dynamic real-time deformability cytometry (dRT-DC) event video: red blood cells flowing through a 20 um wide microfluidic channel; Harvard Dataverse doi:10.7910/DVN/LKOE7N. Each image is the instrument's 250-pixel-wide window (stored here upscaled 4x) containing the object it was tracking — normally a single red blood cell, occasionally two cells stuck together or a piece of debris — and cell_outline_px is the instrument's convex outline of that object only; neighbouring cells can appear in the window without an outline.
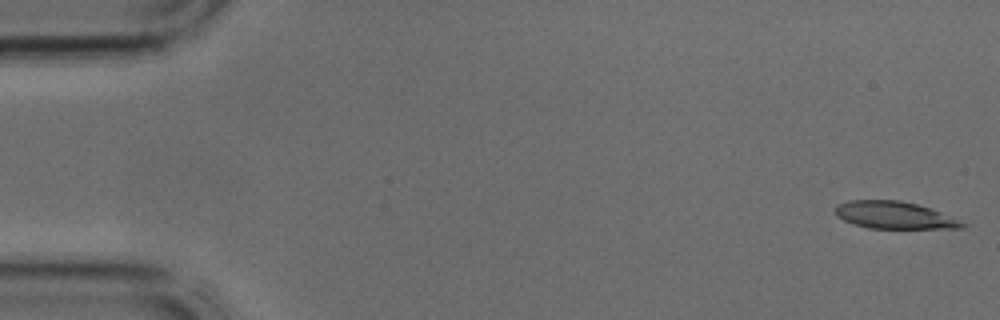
{"species": "common noctule bat (a hibernating species)", "species_latin": "Nyctalus noctula", "temperature_condition": "cold", "stored_images_in_passage": 41, "camera_frame_rate_fps": 3000, "um_per_image_px": 0.085, "animal": {"sex": "male", "body_mass_g": 17.9, "forearm_length_mm": 54.2}, "frame": {"image": 1, "passage_image": 1, "time_ms": 0.0, "image_size_px": [1000, 320], "cell_outline_px": [[968, 224], [964, 228], [868, 228], [844, 220], [836, 216], [836, 208], [840, 204], [848, 200], [900, 200], [916, 204], [940, 212]], "centroid_in_image_um": [76.02, 18.29], "position_along_channel_um": 9.0, "area_um2": 19.83}}
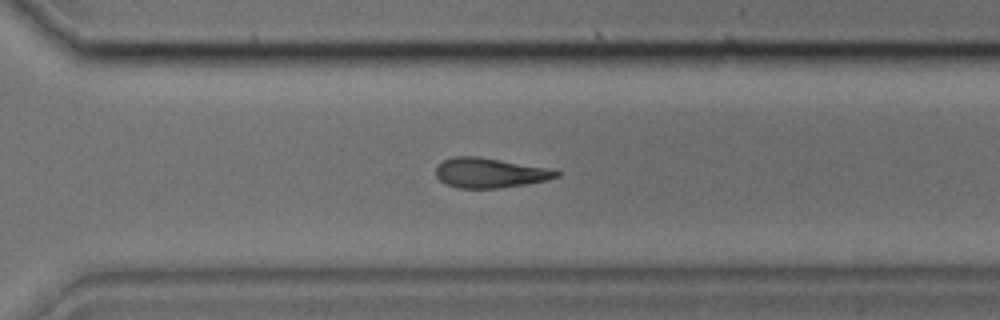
{"frame": {"image": 2, "passage_image": 29, "time_ms": 9.333, "image_size_px": [1000, 320], "cell_outline_px": [[560, 176], [548, 180], [500, 188], [460, 188], [444, 184], [436, 176], [436, 168], [444, 160], [452, 156], [476, 156], [544, 168], [560, 172]], "centroid_in_image_um": [41.58, 14.7], "position_along_channel_um": 329.0, "area_um2": 20.58}}
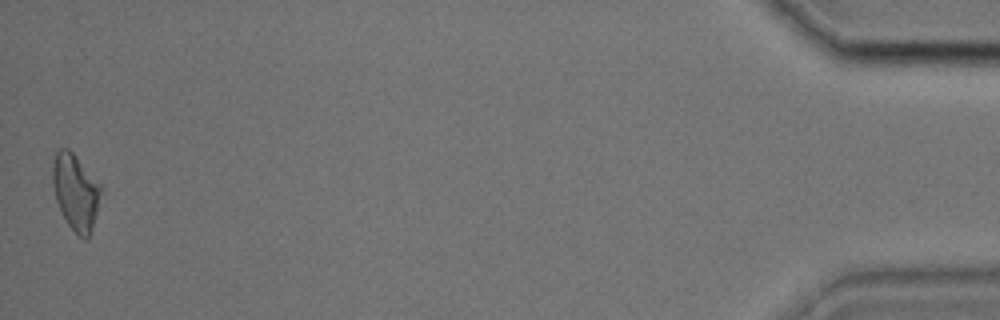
{"frame": {"image": 3, "passage_image": 41, "time_ms": 13.333, "image_size_px": [1000, 320], "cell_outline_px": [[104, 192], [92, 232], [88, 240], [84, 240], [68, 224], [56, 200], [52, 184], [52, 164], [56, 152], [60, 148], [68, 148], [72, 152], [104, 188]], "centroid_in_image_um": [6.48, 16.34], "position_along_channel_um": 428.7, "area_um2": 21.79}}